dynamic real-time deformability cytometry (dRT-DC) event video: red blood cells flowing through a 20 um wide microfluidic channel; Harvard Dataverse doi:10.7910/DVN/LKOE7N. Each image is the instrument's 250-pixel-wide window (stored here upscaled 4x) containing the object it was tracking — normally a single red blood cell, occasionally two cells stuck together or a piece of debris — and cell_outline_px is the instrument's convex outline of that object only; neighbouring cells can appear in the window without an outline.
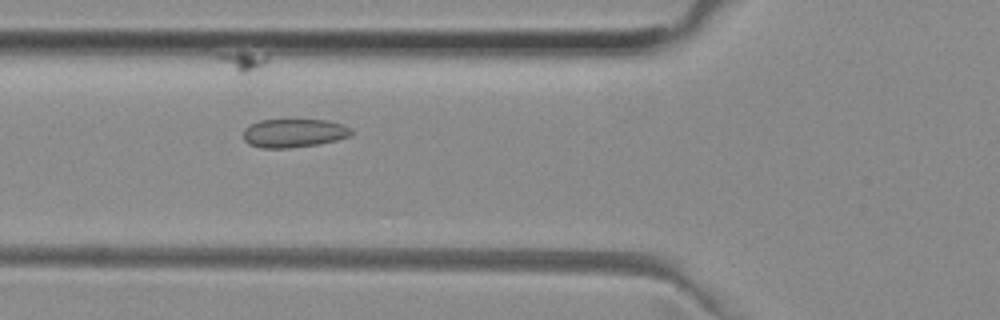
{"species": "common noctule bat (a hibernating species)", "species_latin": "Nyctalus noctula", "temperature_condition": "room temperature", "stored_images_in_passage": 39, "camera_frame_rate_fps": 3000, "um_per_image_px": 0.085, "animal": {"sex": "female", "body_mass_g": 29.2, "forearm_length_mm": 56.3}, "frame": {"image": 1, "passage_image": 9, "time_ms": 2.667, "image_size_px": [1000, 320], "cell_outline_px": [[352, 132], [348, 136], [336, 140], [316, 144], [288, 148], [260, 148], [248, 144], [244, 140], [244, 128], [260, 120], [328, 120], [344, 124]], "centroid_in_image_um": [24.94, 11.31], "position_along_channel_um": 100.9, "area_um2": 17.8}}
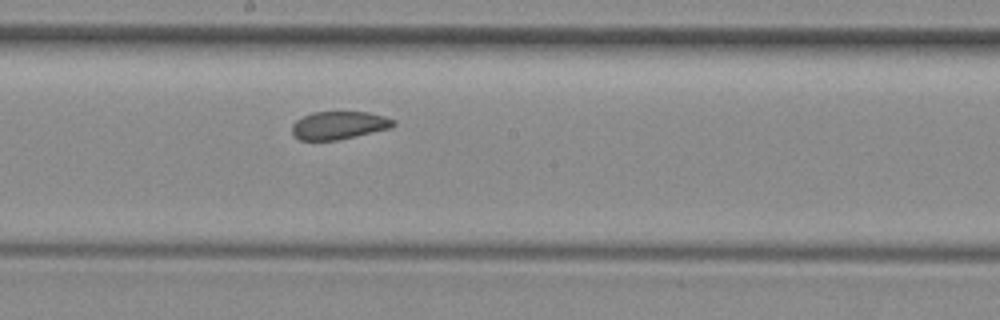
{"frame": {"image": 2, "passage_image": 18, "time_ms": 5.667, "image_size_px": [1000, 320], "cell_outline_px": [[396, 124], [388, 128], [356, 136], [336, 140], [300, 140], [292, 132], [292, 124], [296, 120], [312, 112], [368, 112], [384, 116], [396, 120]], "centroid_in_image_um": [28.8, 10.64], "position_along_channel_um": 219.4, "area_um2": 16.36}}
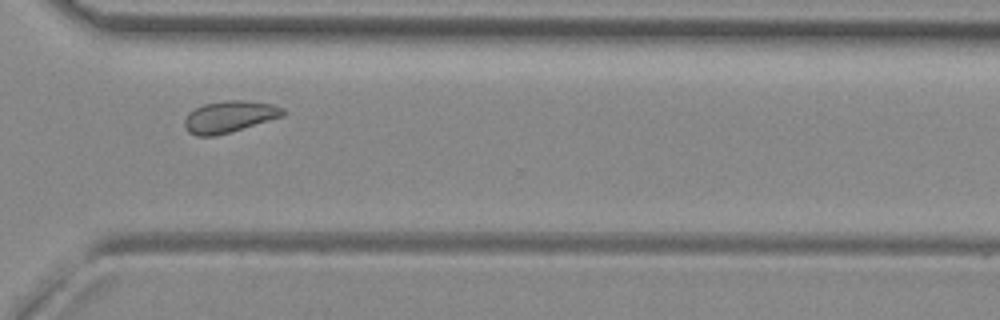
{"frame": {"image": 3, "passage_image": 28, "time_ms": 9.0, "image_size_px": [1000, 320], "cell_outline_px": [[284, 116], [216, 136], [196, 136], [188, 132], [184, 128], [184, 120], [188, 112], [204, 104], [228, 100], [244, 100], [272, 104], [284, 108]], "centroid_in_image_um": [19.47, 9.92], "position_along_channel_um": 351.1, "area_um2": 18.15}}